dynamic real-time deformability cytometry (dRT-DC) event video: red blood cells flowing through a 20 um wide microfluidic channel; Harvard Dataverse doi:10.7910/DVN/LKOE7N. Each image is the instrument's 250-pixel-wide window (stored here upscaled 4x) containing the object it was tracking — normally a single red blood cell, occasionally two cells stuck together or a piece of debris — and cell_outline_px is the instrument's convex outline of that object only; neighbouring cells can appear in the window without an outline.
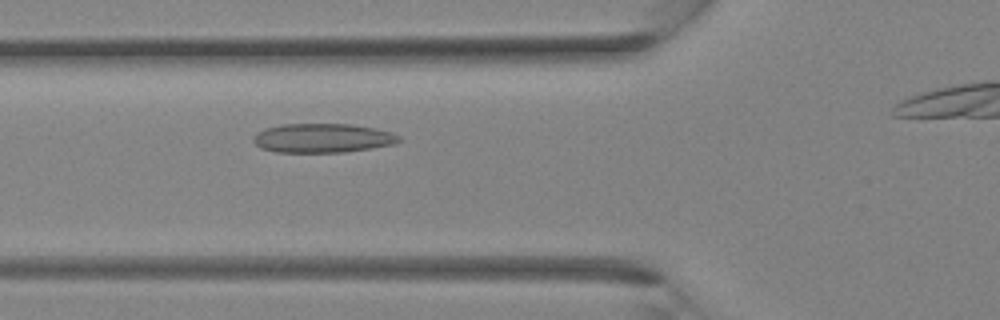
{"species": "Egyptian fruit bat (a non-hibernating species)", "species_latin": "Rousettus aegyptiacus", "temperature_condition": "room temperature", "stored_images_in_passage": 27, "camera_frame_rate_fps": 3000, "um_per_image_px": 0.085, "animal": {"sex": "female"}, "frame": {"image": 1, "passage_image": 9, "time_ms": 2.667, "image_size_px": [1000, 320], "cell_outline_px": [[404, 140], [396, 144], [372, 148], [344, 152], [276, 152], [260, 148], [252, 140], [252, 136], [256, 132], [264, 128], [284, 124], [352, 124], [392, 132], [400, 136]], "centroid_in_image_um": [27.43, 11.74], "position_along_channel_um": 98.4, "area_um2": 24.97}}
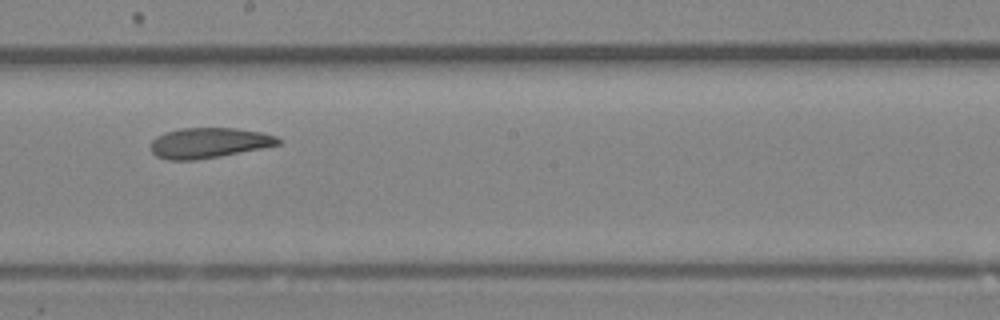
{"frame": {"image": 2, "passage_image": 16, "time_ms": 5.0, "image_size_px": [1000, 320], "cell_outline_px": [[280, 144], [220, 156], [196, 160], [168, 160], [156, 156], [152, 152], [152, 140], [156, 136], [164, 132], [180, 128], [236, 128], [264, 132], [276, 136], [280, 140]], "centroid_in_image_um": [17.74, 12.13], "position_along_channel_um": 230.5, "area_um2": 22.48}}
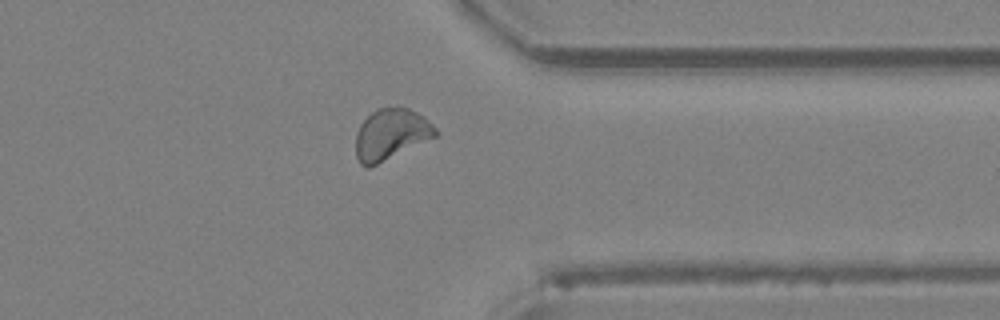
{"frame": {"image": 3, "passage_image": 24, "time_ms": 7.667, "image_size_px": [1000, 320], "cell_outline_px": [[440, 132], [436, 136], [368, 168], [364, 168], [360, 164], [356, 156], [356, 132], [360, 124], [376, 108], [400, 104], [424, 116]], "centroid_in_image_um": [33.22, 11.37], "position_along_channel_um": 378.2, "area_um2": 23.93}}